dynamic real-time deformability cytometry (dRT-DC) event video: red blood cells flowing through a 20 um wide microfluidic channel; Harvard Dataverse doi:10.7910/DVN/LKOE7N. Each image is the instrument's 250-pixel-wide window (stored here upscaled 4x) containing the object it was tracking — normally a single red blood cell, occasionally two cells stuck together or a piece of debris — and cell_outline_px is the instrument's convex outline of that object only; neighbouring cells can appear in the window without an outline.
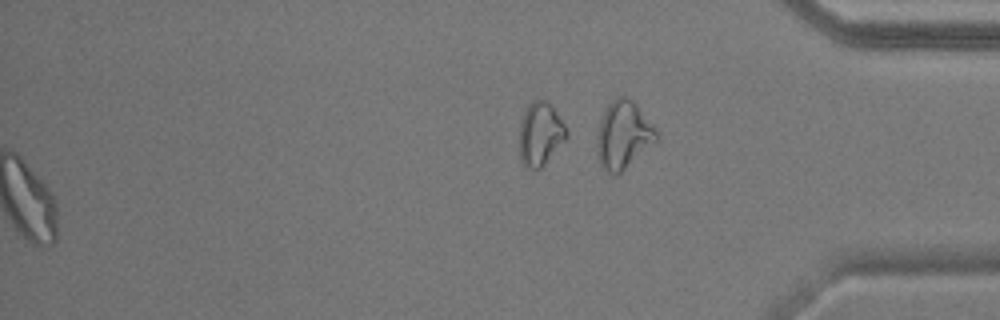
{"species": "common noctule bat (a hibernating species)", "species_latin": "Nyctalus noctula", "temperature_condition": "warm", "stored_images_in_passage": 41, "segment_of_instrument_passage": [2, 2], "camera_frame_rate_fps": 3000, "um_per_image_px": 0.085, "animal": {"sex": "male", "body_mass_g": 17.9}, "frame": {"image": 1, "passage_image": 41, "time_ms": 13.333, "image_size_px": [1000, 320], "cell_outline_px": [[568, 136], [544, 164], [540, 168], [528, 168], [520, 160], [520, 124], [524, 112], [528, 104], [532, 100], [548, 100], [552, 104], [564, 124], [568, 132]], "centroid_in_image_um": [45.93, 11.34], "position_along_channel_um": 389.3, "area_um2": 17.28}}